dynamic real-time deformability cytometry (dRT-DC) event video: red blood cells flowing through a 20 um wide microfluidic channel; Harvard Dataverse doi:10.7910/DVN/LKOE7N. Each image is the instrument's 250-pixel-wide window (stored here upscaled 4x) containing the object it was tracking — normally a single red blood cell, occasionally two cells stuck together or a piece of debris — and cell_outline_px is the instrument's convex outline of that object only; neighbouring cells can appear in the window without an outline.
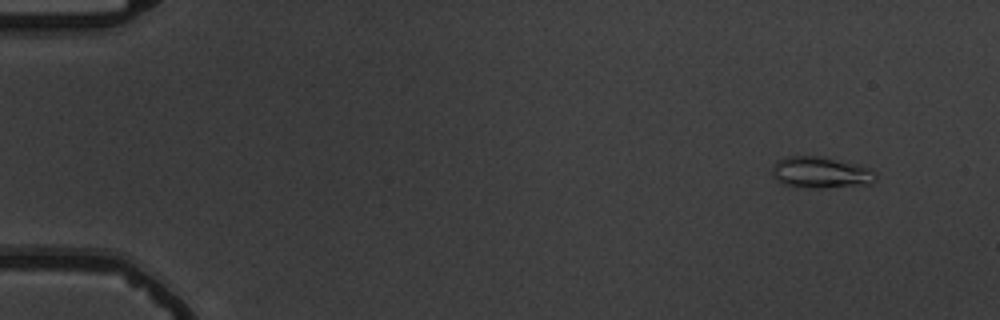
{"species": "common noctule bat (a hibernating species)", "species_latin": "Nyctalus noctula", "temperature_condition": "warm", "stored_images_in_passage": 52, "camera_frame_rate_fps": 3000, "um_per_image_px": 0.085, "animal": {"sex": "male", "body_mass_g": 19.5, "forearm_length_mm": 54.6}, "frame": {"image": 1, "passage_image": 1, "time_ms": 0.0, "image_size_px": [1000, 320], "cell_outline_px": [[876, 180], [872, 184], [820, 188], [796, 188], [784, 184], [776, 180], [772, 176], [772, 168], [776, 160], [784, 156], [824, 156], [856, 164], [868, 168], [876, 176]], "centroid_in_image_um": [69.7, 14.66], "position_along_channel_um": 15.3, "area_um2": 19.25}}
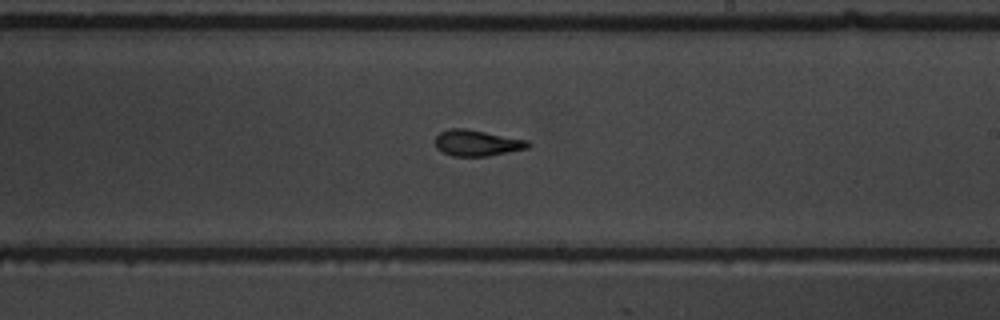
{"frame": {"image": 2, "passage_image": 30, "time_ms": 9.667, "image_size_px": [1000, 320], "cell_outline_px": [[532, 144], [528, 148], [488, 156], [452, 156], [436, 148], [436, 136], [440, 132], [448, 128], [468, 128], [528, 140]], "centroid_in_image_um": [40.56, 12.14], "position_along_channel_um": 248.4, "area_um2": 14.22}}
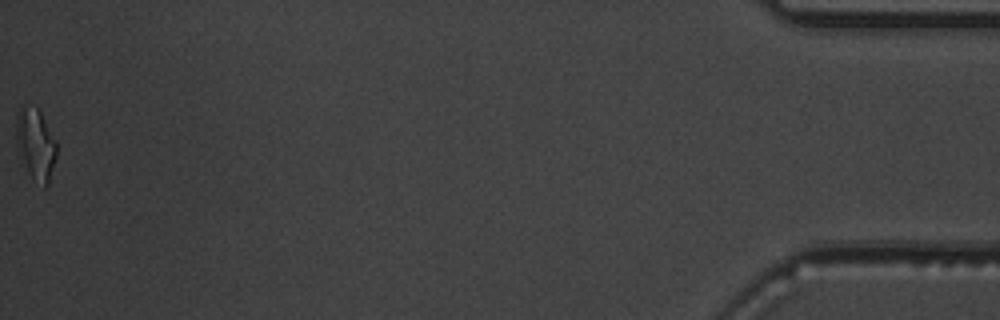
{"frame": {"image": 3, "passage_image": 52, "time_ms": 17.0, "image_size_px": [1000, 320], "cell_outline_px": [[56, 156], [48, 184], [44, 188], [28, 172], [16, 144], [16, 116], [20, 104], [24, 104], [36, 108], [40, 112], [56, 140]], "centroid_in_image_um": [3.02, 12.2], "position_along_channel_um": 432.2, "area_um2": 16.59}, "authors_computed_cell_mechanics": {"area_um2": 14.3344, "velocity_mm_per_s": 3.7407, "shape_relaxation_time_tau1_ms": 5.3421, "shape_relaxation_time_tau2_ms": 1.6323, "deformation_change_tau1": 0.1913, "deformation_change_tau2": 0.1039}}